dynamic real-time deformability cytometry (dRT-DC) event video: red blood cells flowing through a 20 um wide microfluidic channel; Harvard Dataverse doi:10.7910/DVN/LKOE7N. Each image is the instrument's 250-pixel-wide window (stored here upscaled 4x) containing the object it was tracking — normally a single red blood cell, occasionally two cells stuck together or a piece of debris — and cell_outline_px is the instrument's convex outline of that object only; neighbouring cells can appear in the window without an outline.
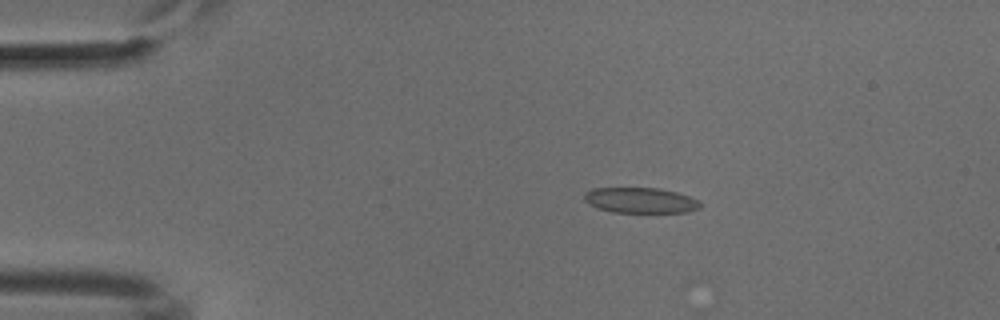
{"species": "common noctule bat (a hibernating species)", "species_latin": "Nyctalus noctula", "temperature_condition": "cold", "stored_images_in_passage": 13, "camera_frame_rate_fps": 3000, "um_per_image_px": 0.085, "animal": {"sex": "male", "body_mass_g": 18.8}, "frame": {"image": 1, "passage_image": 10, "time_ms": 3.0, "image_size_px": [1000, 320], "cell_outline_px": [[700, 208], [688, 212], [612, 212], [596, 208], [584, 200], [584, 192], [592, 188], [660, 188], [676, 192], [700, 200]], "centroid_in_image_um": [54.42, 17.02], "position_along_channel_um": 30.6, "area_um2": 17.28}}